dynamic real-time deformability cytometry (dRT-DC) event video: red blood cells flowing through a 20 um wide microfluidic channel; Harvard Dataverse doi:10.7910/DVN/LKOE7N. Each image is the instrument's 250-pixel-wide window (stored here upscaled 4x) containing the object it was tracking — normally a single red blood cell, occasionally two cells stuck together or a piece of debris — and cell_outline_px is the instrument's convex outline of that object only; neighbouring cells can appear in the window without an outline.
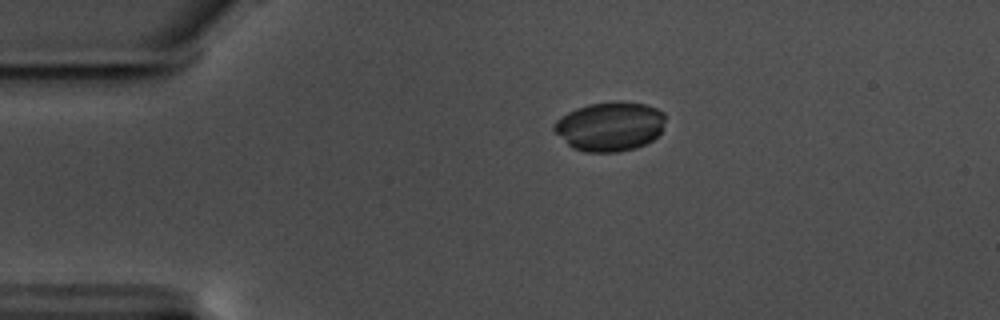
{"species": "common noctule bat (a hibernating species)", "species_latin": "Nyctalus noctula", "temperature_condition": "warm", "stored_images_in_passage": 47, "camera_frame_rate_fps": 3000, "um_per_image_px": 0.085, "animal": {"sex": "male", "body_mass_g": 17.5, "forearm_length_mm": 52.3}, "frame": {"image": 1, "passage_image": 1, "time_ms": 0.0, "image_size_px": [1000, 320], "cell_outline_px": [[664, 120], [660, 132], [652, 140], [636, 148], [616, 152], [584, 152], [572, 148], [552, 128], [552, 124], [556, 120], [568, 112], [576, 108], [588, 104], [616, 100], [620, 100], [644, 104], [656, 108], [664, 112]], "centroid_in_image_um": [51.82, 10.73], "position_along_channel_um": 33.2, "area_um2": 32.02}}
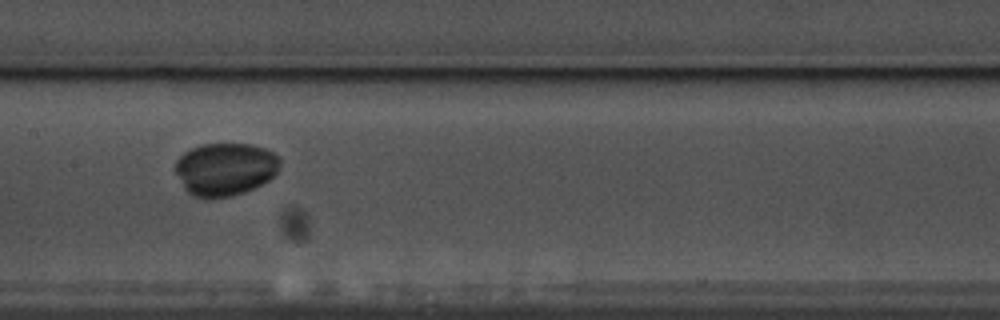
{"frame": {"image": 2, "passage_image": 18, "time_ms": 5.667, "image_size_px": [1000, 320], "cell_outline_px": [[280, 164], [276, 172], [268, 180], [244, 192], [232, 196], [204, 200], [192, 196], [184, 188], [172, 168], [176, 160], [184, 152], [200, 144], [252, 144], [264, 148], [280, 156]], "centroid_in_image_um": [19.08, 14.39], "position_along_channel_um": 188.3, "area_um2": 32.66}}
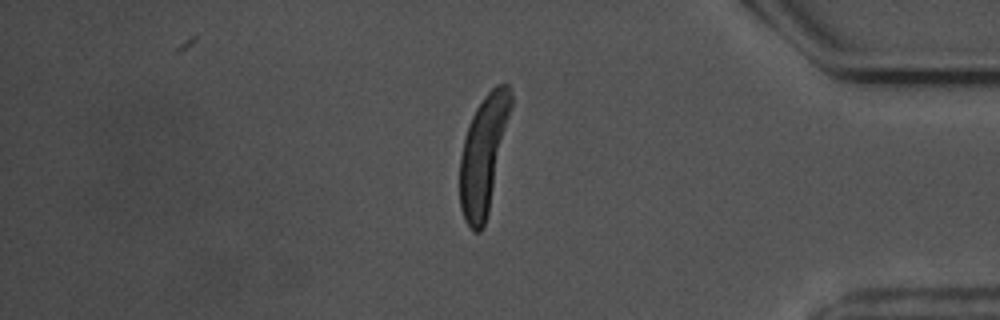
{"frame": {"image": 3, "passage_image": 38, "time_ms": 12.333, "image_size_px": [1000, 320], "cell_outline_px": [[512, 104], [488, 212], [484, 224], [480, 232], [472, 232], [464, 220], [460, 208], [460, 156], [464, 136], [468, 124], [476, 108], [484, 96], [496, 84], [508, 84], [512, 92]], "centroid_in_image_um": [41.07, 13.13], "position_along_channel_um": 394.1, "area_um2": 34.74}}